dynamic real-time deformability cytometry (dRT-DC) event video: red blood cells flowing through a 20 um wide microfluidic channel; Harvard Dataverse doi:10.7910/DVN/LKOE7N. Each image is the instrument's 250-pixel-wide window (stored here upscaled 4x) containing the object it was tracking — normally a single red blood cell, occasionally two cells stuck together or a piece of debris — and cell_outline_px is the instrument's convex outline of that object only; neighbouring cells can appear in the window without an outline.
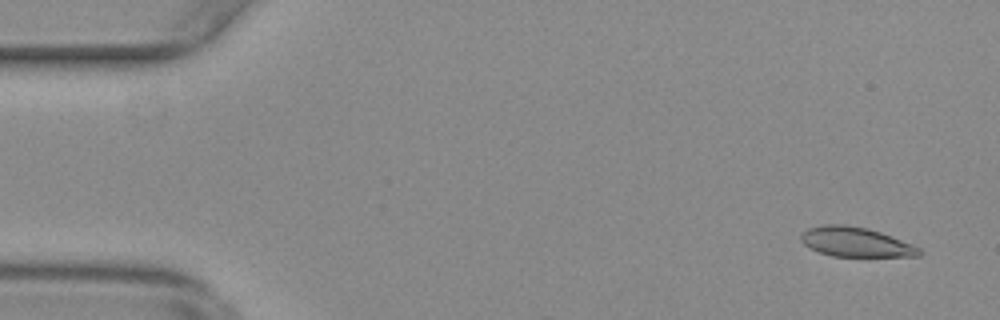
{"species": "common noctule bat (a hibernating species)", "species_latin": "Nyctalus noctula", "temperature_condition": "warm", "stored_images_in_passage": 8, "camera_frame_rate_fps": 3000, "um_per_image_px": 0.085, "animal": {"sex": "female", "body_mass_g": 29.2, "forearm_length_mm": 56.3}, "frame": {"image": 1, "passage_image": 3, "time_ms": 0.667, "image_size_px": [1000, 320], "cell_outline_px": [[924, 252], [920, 256], [832, 256], [808, 248], [800, 240], [800, 236], [808, 228], [824, 224], [844, 224], [868, 228], [880, 232], [912, 244], [920, 248]], "centroid_in_image_um": [72.73, 20.57], "position_along_channel_um": 12.3, "area_um2": 20.4}}